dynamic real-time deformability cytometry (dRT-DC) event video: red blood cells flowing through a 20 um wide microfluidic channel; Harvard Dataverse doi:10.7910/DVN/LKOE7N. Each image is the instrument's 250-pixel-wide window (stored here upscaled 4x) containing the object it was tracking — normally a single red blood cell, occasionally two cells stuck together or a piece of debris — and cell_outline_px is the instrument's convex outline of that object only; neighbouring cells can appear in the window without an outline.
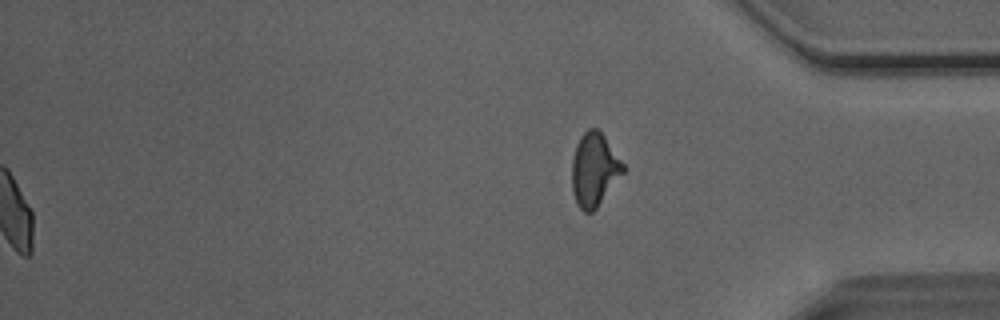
{"species": "Egyptian fruit bat (a non-hibernating species)", "species_latin": "Rousettus aegyptiacus", "temperature_condition": "room temperature", "stored_images_in_passage": 51, "segment_of_instrument_passage": [2, 2], "camera_frame_rate_fps": 3000, "um_per_image_px": 0.085, "animal": {"sex": "male"}, "frame": {"image": 1, "passage_image": 51, "time_ms": 16.667, "image_size_px": [1000, 320], "cell_outline_px": [[628, 168], [596, 208], [592, 212], [584, 212], [576, 204], [572, 192], [572, 160], [576, 144], [580, 136], [588, 128], [596, 128], [604, 136]], "centroid_in_image_um": [50.52, 14.42], "position_along_channel_um": 384.7, "area_um2": 22.08}}